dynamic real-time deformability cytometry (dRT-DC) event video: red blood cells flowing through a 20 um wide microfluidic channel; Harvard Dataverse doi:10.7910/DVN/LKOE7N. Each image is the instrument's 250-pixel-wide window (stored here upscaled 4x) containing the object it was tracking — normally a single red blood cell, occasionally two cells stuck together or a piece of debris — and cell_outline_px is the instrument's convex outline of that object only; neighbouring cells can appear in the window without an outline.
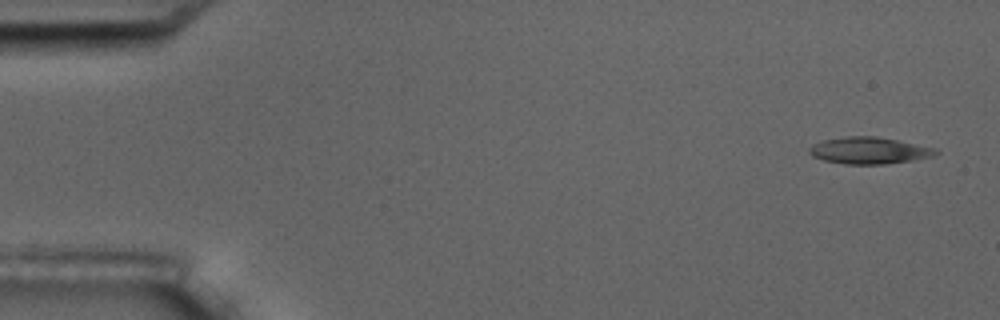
{"species": "common noctule bat (a hibernating species)", "species_latin": "Nyctalus noctula", "temperature_condition": "room temperature", "stored_images_in_passage": 5, "camera_frame_rate_fps": 3000, "um_per_image_px": 0.085, "animal": {"sex": "male", "body_mass_g": 17.5, "forearm_length_mm": 52.3}, "frame": {"image": 1, "passage_image": 1, "time_ms": 0.0, "image_size_px": [1000, 320], "cell_outline_px": [[940, 152], [932, 156], [912, 160], [880, 164], [844, 164], [824, 160], [812, 156], [808, 152], [808, 148], [812, 144], [824, 140], [848, 136], [876, 136], [936, 148]], "centroid_in_image_um": [73.84, 12.79], "position_along_channel_um": 11.2, "area_um2": 19.54}}
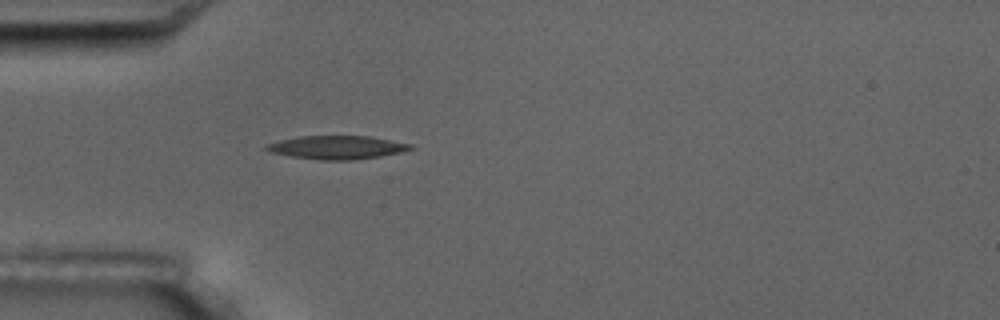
{"frame": {"image": 2, "passage_image": 5, "time_ms": 4.667, "image_size_px": [1000, 320], "cell_outline_px": [[416, 148], [404, 152], [380, 156], [352, 160], [320, 160], [292, 156], [268, 152], [264, 148], [264, 144], [280, 140], [300, 136], [368, 136], [412, 144]], "centroid_in_image_um": [28.65, 12.53], "position_along_channel_um": 56.4, "area_um2": 19.77}}